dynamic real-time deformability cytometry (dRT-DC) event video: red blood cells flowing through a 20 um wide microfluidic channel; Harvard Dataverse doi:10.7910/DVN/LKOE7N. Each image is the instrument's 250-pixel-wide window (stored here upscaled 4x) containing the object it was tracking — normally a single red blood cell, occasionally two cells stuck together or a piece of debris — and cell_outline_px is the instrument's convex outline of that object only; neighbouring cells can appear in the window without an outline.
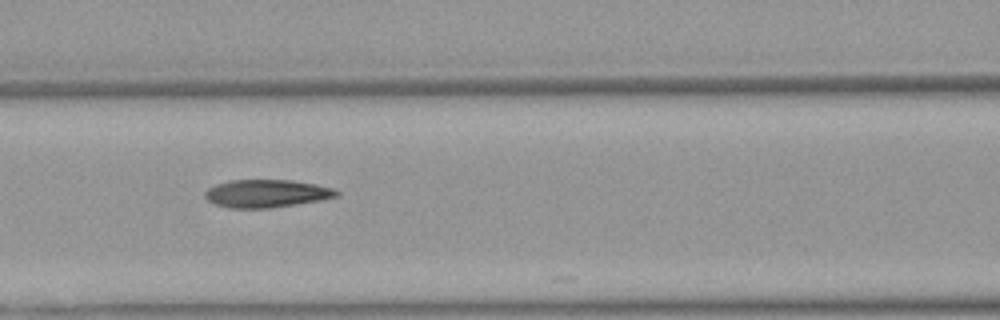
{"species": "Egyptian fruit bat (a non-hibernating species)", "species_latin": "Rousettus aegyptiacus", "temperature_condition": "warm", "stored_images_in_passage": 12, "camera_frame_rate_fps": 3000, "um_per_image_px": 0.085, "animal": {"sex": "female"}, "frame": {"image": 1, "passage_image": 9, "time_ms": 2.667, "image_size_px": [1000, 320], "cell_outline_px": [[340, 192], [336, 196], [320, 200], [296, 204], [268, 208], [232, 208], [216, 204], [208, 200], [204, 196], [204, 192], [208, 188], [216, 184], [228, 180], [292, 180], [316, 184], [332, 188]], "centroid_in_image_um": [22.63, 16.44], "position_along_channel_um": 144.0, "area_um2": 21.21}}